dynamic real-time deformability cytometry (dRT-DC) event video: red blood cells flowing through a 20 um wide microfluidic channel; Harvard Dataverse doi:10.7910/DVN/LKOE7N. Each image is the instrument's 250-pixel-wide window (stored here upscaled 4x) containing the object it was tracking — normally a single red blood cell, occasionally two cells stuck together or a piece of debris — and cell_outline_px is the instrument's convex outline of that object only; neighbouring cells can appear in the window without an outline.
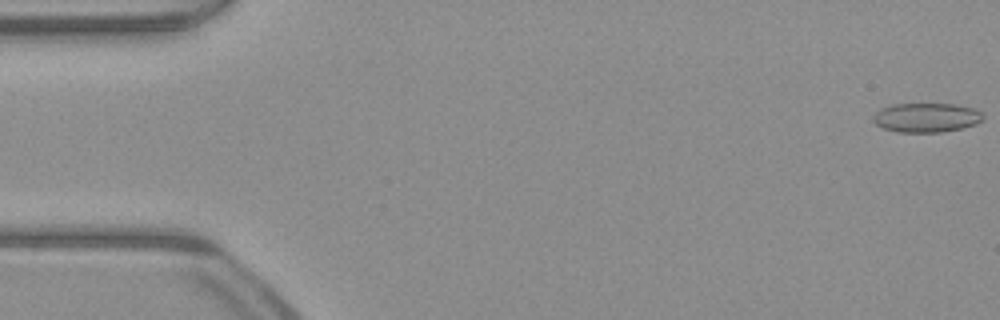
{"species": "common noctule bat (a hibernating species)", "species_latin": "Nyctalus noctula", "temperature_condition": "warm", "stored_images_in_passage": 52, "camera_frame_rate_fps": 3000, "um_per_image_px": 0.085, "animal": {"sex": "male", "body_mass_g": 23.1, "forearm_length_mm": 52.7}, "frame": {"image": 1, "passage_image": 1, "time_ms": 0.0, "image_size_px": [1000, 320], "cell_outline_px": [[984, 120], [976, 124], [960, 128], [940, 132], [896, 132], [884, 128], [876, 124], [872, 120], [872, 116], [880, 108], [892, 104], [956, 104], [972, 108], [980, 112], [984, 116]], "centroid_in_image_um": [78.72, 9.99], "position_along_channel_um": 6.3, "area_um2": 18.79}}
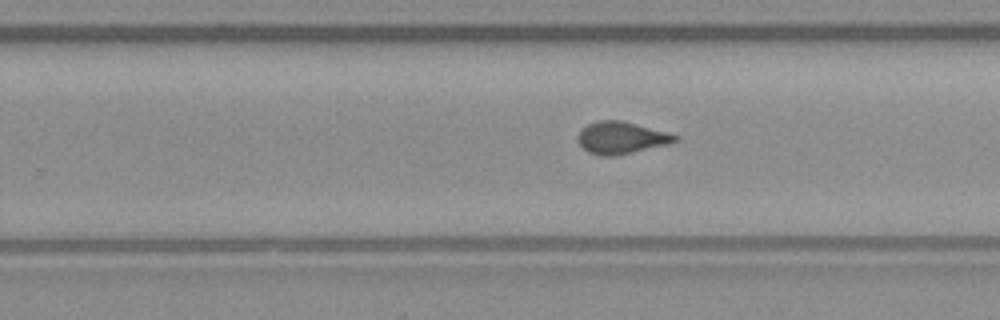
{"frame": {"image": 2, "passage_image": 32, "time_ms": 10.333, "image_size_px": [1000, 320], "cell_outline_px": [[680, 140], [668, 144], [616, 156], [604, 156], [588, 152], [576, 140], [576, 136], [580, 128], [596, 120], [620, 120], [668, 132], [680, 136]], "centroid_in_image_um": [52.79, 11.7], "position_along_channel_um": 277.0, "area_um2": 18.38}}
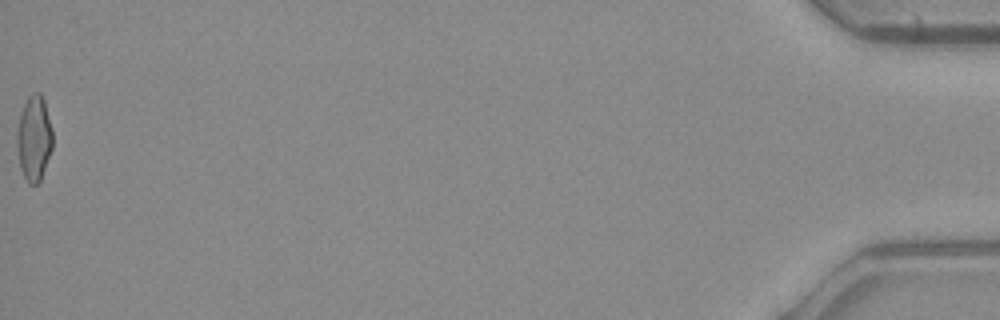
{"frame": {"image": 3, "passage_image": 52, "time_ms": 17.0, "image_size_px": [1000, 320], "cell_outline_px": [[52, 148], [40, 180], [36, 184], [28, 184], [20, 168], [16, 148], [16, 136], [20, 116], [24, 104], [28, 96], [32, 92], [40, 92], [44, 100], [52, 128]], "centroid_in_image_um": [2.88, 11.74], "position_along_channel_um": 432.3, "area_um2": 17.74}, "authors_computed_cell_mechanics": {"area_um2": 17.8891, "velocity_mm_per_s": 4.023, "shape_relaxation_time_tau1_ms": null, "shape_relaxation_time_tau2_ms": 0.9505, "deformation_change_tau1": null, "deformation_change_tau2": 0.0723}}